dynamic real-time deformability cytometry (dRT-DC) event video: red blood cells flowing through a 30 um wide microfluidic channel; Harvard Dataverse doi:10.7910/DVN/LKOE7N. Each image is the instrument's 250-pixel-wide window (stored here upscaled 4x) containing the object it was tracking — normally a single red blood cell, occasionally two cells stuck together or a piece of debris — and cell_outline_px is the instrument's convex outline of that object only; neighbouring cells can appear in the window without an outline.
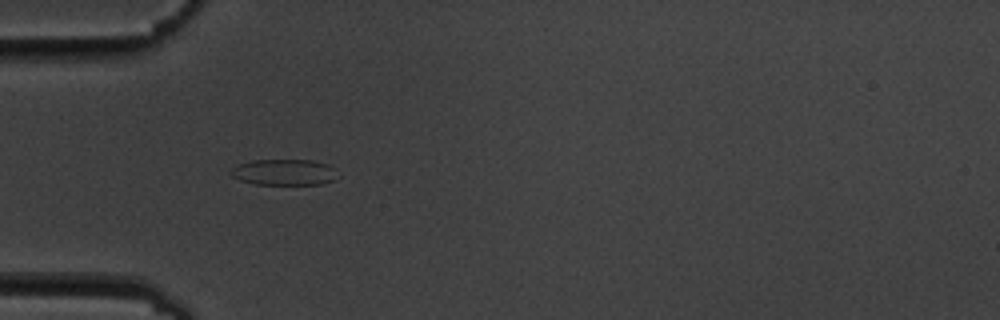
{"species": "common noctule bat (a hibernating species)", "species_latin": "Nyctalus noctula", "temperature_condition": "cold", "stored_images_in_passage": 5, "camera_frame_rate_fps": 3000, "um_per_image_px": 0.085, "animal": {"sex": "male", "body_mass_g": 19.5, "forearm_length_mm": 54.6}, "frame": {"image": 1, "passage_image": 4, "time_ms": 4.333, "image_size_px": [1000, 320], "cell_outline_px": [[340, 176], [332, 180], [320, 184], [256, 184], [240, 180], [232, 176], [228, 172], [236, 164], [252, 160], [312, 160], [328, 164], [336, 168]], "centroid_in_image_um": [24.17, 14.63], "position_along_channel_um": 60.8, "area_um2": 16.42}}
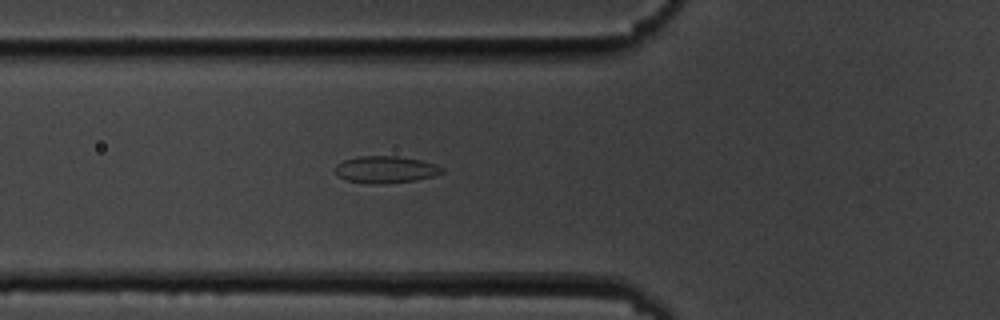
{"frame": {"image": 2, "passage_image": 5, "time_ms": 5.333, "image_size_px": [1000, 320], "cell_outline_px": [[444, 172], [436, 176], [416, 180], [384, 184], [368, 184], [348, 180], [340, 176], [336, 172], [336, 164], [344, 160], [356, 156], [396, 156], [420, 160], [436, 164], [444, 168]], "centroid_in_image_um": [32.82, 14.41], "position_along_channel_um": 93.0, "area_um2": 16.88}}